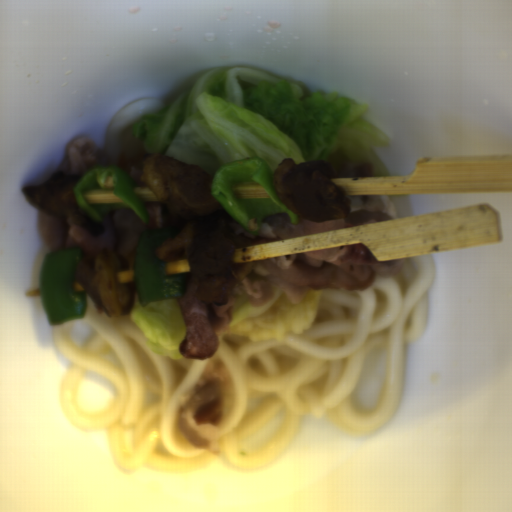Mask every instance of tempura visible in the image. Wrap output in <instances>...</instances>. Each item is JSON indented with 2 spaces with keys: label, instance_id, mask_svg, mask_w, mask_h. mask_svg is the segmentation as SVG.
<instances>
[{
  "label": "tempura",
  "instance_id": "8679c707",
  "mask_svg": "<svg viewBox=\"0 0 512 512\" xmlns=\"http://www.w3.org/2000/svg\"><path fill=\"white\" fill-rule=\"evenodd\" d=\"M322 289L304 290L301 300L290 302L282 293L266 310L247 316L222 333L257 342L305 331L317 318Z\"/></svg>",
  "mask_w": 512,
  "mask_h": 512
}]
</instances>
